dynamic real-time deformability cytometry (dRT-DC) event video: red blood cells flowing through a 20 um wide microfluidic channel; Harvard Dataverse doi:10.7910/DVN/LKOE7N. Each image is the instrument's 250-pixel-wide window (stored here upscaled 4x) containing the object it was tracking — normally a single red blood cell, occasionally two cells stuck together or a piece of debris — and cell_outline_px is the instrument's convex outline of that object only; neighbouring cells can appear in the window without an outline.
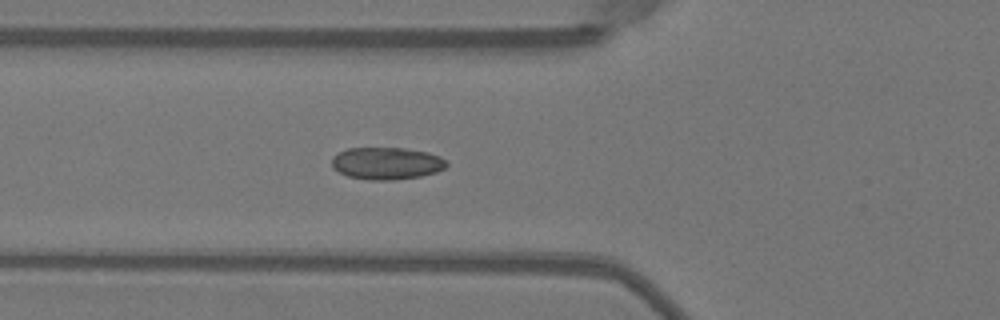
{"species": "Egyptian fruit bat (a non-hibernating species)", "species_latin": "Rousettus aegyptiacus", "temperature_condition": "warm", "stored_images_in_passage": 9, "camera_frame_rate_fps": 3000, "um_per_image_px": 0.085, "animal": {"sex": "female"}, "frame": {"image": 1, "passage_image": 3, "time_ms": 0.667, "image_size_px": [1000, 320], "cell_outline_px": [[448, 164], [444, 168], [436, 172], [420, 176], [392, 180], [368, 180], [348, 176], [340, 172], [332, 164], [332, 156], [348, 148], [404, 148], [428, 152], [440, 156], [448, 160]], "centroid_in_image_um": [32.9, 13.88], "position_along_channel_um": 92.9, "area_um2": 21.5}}
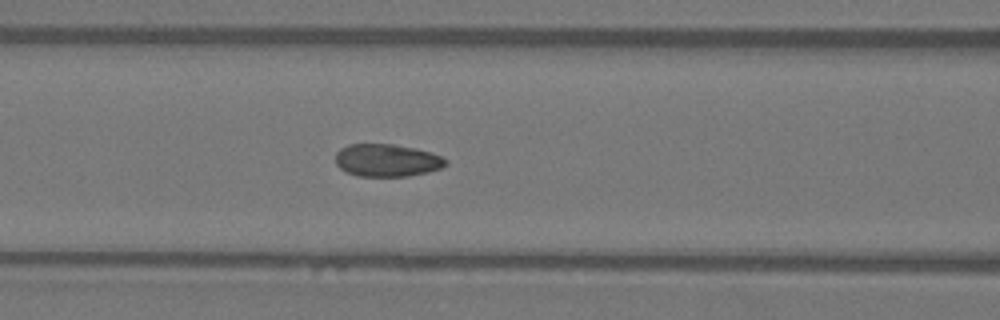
{"frame": {"image": 2, "passage_image": 6, "time_ms": 1.667, "image_size_px": [1000, 320], "cell_outline_px": [[448, 164], [440, 168], [428, 172], [408, 176], [360, 176], [348, 172], [340, 168], [336, 164], [336, 152], [340, 148], [348, 144], [396, 144], [416, 148], [440, 156], [448, 160]], "centroid_in_image_um": [32.89, 13.62], "position_along_channel_um": 133.7, "area_um2": 20.92}}